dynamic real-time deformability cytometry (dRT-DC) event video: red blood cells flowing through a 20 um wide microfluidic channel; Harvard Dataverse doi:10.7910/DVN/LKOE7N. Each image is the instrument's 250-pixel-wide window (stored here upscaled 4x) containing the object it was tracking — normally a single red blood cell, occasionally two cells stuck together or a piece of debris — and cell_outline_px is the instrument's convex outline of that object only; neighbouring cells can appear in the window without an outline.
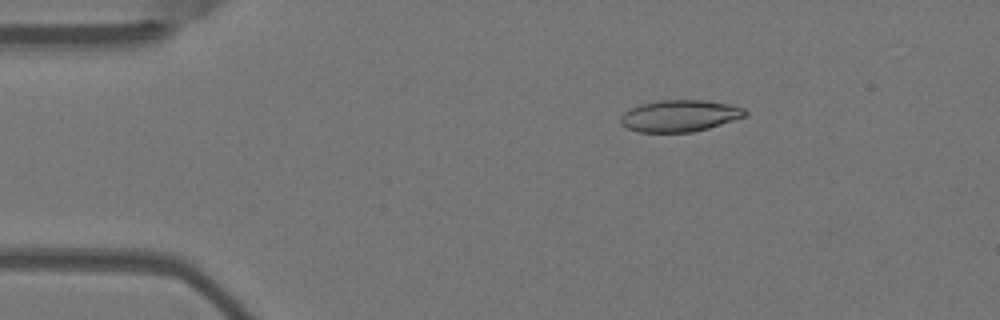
{"species": "Egyptian fruit bat (a non-hibernating species)", "species_latin": "Rousettus aegyptiacus", "temperature_condition": "warm", "stored_images_in_passage": 3, "camera_frame_rate_fps": 3000, "um_per_image_px": 0.085, "animal": {"sex": "female"}, "frame": {"image": 1, "passage_image": 1, "time_ms": 0.0, "image_size_px": [1000, 320], "cell_outline_px": [[748, 116], [708, 128], [692, 132], [636, 132], [620, 124], [620, 116], [628, 108], [640, 104], [660, 100], [704, 100], [728, 104], [744, 108], [748, 112]], "centroid_in_image_um": [57.76, 9.84], "position_along_channel_um": 27.2, "area_um2": 23.18}}